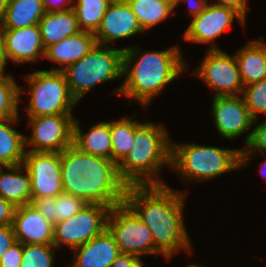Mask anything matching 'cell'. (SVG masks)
I'll use <instances>...</instances> for the list:
<instances>
[{"label": "cell", "instance_id": "6da1fadb", "mask_svg": "<svg viewBox=\"0 0 266 267\" xmlns=\"http://www.w3.org/2000/svg\"><path fill=\"white\" fill-rule=\"evenodd\" d=\"M186 193L167 185H130L126 190L124 202L150 229L155 248L167 261L181 249L192 252L182 215Z\"/></svg>", "mask_w": 266, "mask_h": 267}, {"label": "cell", "instance_id": "7a4b0ae2", "mask_svg": "<svg viewBox=\"0 0 266 267\" xmlns=\"http://www.w3.org/2000/svg\"><path fill=\"white\" fill-rule=\"evenodd\" d=\"M60 163L63 192L87 204L113 207L124 202L128 185L112 160L83 153L71 145L60 153Z\"/></svg>", "mask_w": 266, "mask_h": 267}, {"label": "cell", "instance_id": "3957f363", "mask_svg": "<svg viewBox=\"0 0 266 267\" xmlns=\"http://www.w3.org/2000/svg\"><path fill=\"white\" fill-rule=\"evenodd\" d=\"M123 50V75L126 77L124 83L116 89L115 95L132 98L145 107L166 85L187 70L178 45L163 51L144 53L134 46L123 47Z\"/></svg>", "mask_w": 266, "mask_h": 267}, {"label": "cell", "instance_id": "277c9868", "mask_svg": "<svg viewBox=\"0 0 266 267\" xmlns=\"http://www.w3.org/2000/svg\"><path fill=\"white\" fill-rule=\"evenodd\" d=\"M164 125L135 120L132 149L117 164L120 178L128 185H166L157 180L161 166L171 167V141Z\"/></svg>", "mask_w": 266, "mask_h": 267}, {"label": "cell", "instance_id": "5b68a950", "mask_svg": "<svg viewBox=\"0 0 266 267\" xmlns=\"http://www.w3.org/2000/svg\"><path fill=\"white\" fill-rule=\"evenodd\" d=\"M241 149L171 143V169L184 181H204L240 168Z\"/></svg>", "mask_w": 266, "mask_h": 267}, {"label": "cell", "instance_id": "8992f818", "mask_svg": "<svg viewBox=\"0 0 266 267\" xmlns=\"http://www.w3.org/2000/svg\"><path fill=\"white\" fill-rule=\"evenodd\" d=\"M123 48L96 44L84 57L61 71L71 95L77 100L96 85L123 76Z\"/></svg>", "mask_w": 266, "mask_h": 267}, {"label": "cell", "instance_id": "52a82bcc", "mask_svg": "<svg viewBox=\"0 0 266 267\" xmlns=\"http://www.w3.org/2000/svg\"><path fill=\"white\" fill-rule=\"evenodd\" d=\"M24 78L30 84L31 95L27 117L72 114L78 102L71 95L61 70H37Z\"/></svg>", "mask_w": 266, "mask_h": 267}, {"label": "cell", "instance_id": "ba28073f", "mask_svg": "<svg viewBox=\"0 0 266 267\" xmlns=\"http://www.w3.org/2000/svg\"><path fill=\"white\" fill-rule=\"evenodd\" d=\"M106 229L111 233L120 253L161 254L154 246L150 229L125 203L110 208Z\"/></svg>", "mask_w": 266, "mask_h": 267}, {"label": "cell", "instance_id": "9c48e42d", "mask_svg": "<svg viewBox=\"0 0 266 267\" xmlns=\"http://www.w3.org/2000/svg\"><path fill=\"white\" fill-rule=\"evenodd\" d=\"M109 206L101 204H87L77 214L69 219L53 225V246L78 248L99 235L106 229Z\"/></svg>", "mask_w": 266, "mask_h": 267}, {"label": "cell", "instance_id": "30bf717a", "mask_svg": "<svg viewBox=\"0 0 266 267\" xmlns=\"http://www.w3.org/2000/svg\"><path fill=\"white\" fill-rule=\"evenodd\" d=\"M32 127L31 137L25 135L26 146L32 152H63L72 145L73 122L71 114H56L28 118Z\"/></svg>", "mask_w": 266, "mask_h": 267}, {"label": "cell", "instance_id": "8fae6325", "mask_svg": "<svg viewBox=\"0 0 266 267\" xmlns=\"http://www.w3.org/2000/svg\"><path fill=\"white\" fill-rule=\"evenodd\" d=\"M194 74L216 91L214 96H239V93L242 94L244 85L235 55H228L220 49H208Z\"/></svg>", "mask_w": 266, "mask_h": 267}, {"label": "cell", "instance_id": "7c38bea8", "mask_svg": "<svg viewBox=\"0 0 266 267\" xmlns=\"http://www.w3.org/2000/svg\"><path fill=\"white\" fill-rule=\"evenodd\" d=\"M23 165L31 179V202L55 198L63 192L60 153L25 151Z\"/></svg>", "mask_w": 266, "mask_h": 267}, {"label": "cell", "instance_id": "4fadbf2b", "mask_svg": "<svg viewBox=\"0 0 266 267\" xmlns=\"http://www.w3.org/2000/svg\"><path fill=\"white\" fill-rule=\"evenodd\" d=\"M235 18L245 26L246 20L235 10L217 5L215 2L210 3L200 15L193 17L183 37L190 42H211L210 49H219L214 45L215 38L220 36Z\"/></svg>", "mask_w": 266, "mask_h": 267}, {"label": "cell", "instance_id": "5bb4252c", "mask_svg": "<svg viewBox=\"0 0 266 267\" xmlns=\"http://www.w3.org/2000/svg\"><path fill=\"white\" fill-rule=\"evenodd\" d=\"M211 112L216 129L226 139L241 136L255 122L241 95L213 96Z\"/></svg>", "mask_w": 266, "mask_h": 267}, {"label": "cell", "instance_id": "9a60e30c", "mask_svg": "<svg viewBox=\"0 0 266 267\" xmlns=\"http://www.w3.org/2000/svg\"><path fill=\"white\" fill-rule=\"evenodd\" d=\"M139 32L144 31L128 3L125 0H112L94 36L98 45L109 46L111 41Z\"/></svg>", "mask_w": 266, "mask_h": 267}, {"label": "cell", "instance_id": "2e32d148", "mask_svg": "<svg viewBox=\"0 0 266 267\" xmlns=\"http://www.w3.org/2000/svg\"><path fill=\"white\" fill-rule=\"evenodd\" d=\"M12 225L17 242L53 246V224L31 203L16 207Z\"/></svg>", "mask_w": 266, "mask_h": 267}, {"label": "cell", "instance_id": "e0dca14e", "mask_svg": "<svg viewBox=\"0 0 266 267\" xmlns=\"http://www.w3.org/2000/svg\"><path fill=\"white\" fill-rule=\"evenodd\" d=\"M6 60L14 63L35 62L44 59L45 48L38 25L21 29H2Z\"/></svg>", "mask_w": 266, "mask_h": 267}, {"label": "cell", "instance_id": "ac0fdd59", "mask_svg": "<svg viewBox=\"0 0 266 267\" xmlns=\"http://www.w3.org/2000/svg\"><path fill=\"white\" fill-rule=\"evenodd\" d=\"M74 252L77 254L70 267H110L120 253L113 236L107 229L75 248Z\"/></svg>", "mask_w": 266, "mask_h": 267}, {"label": "cell", "instance_id": "d6986e66", "mask_svg": "<svg viewBox=\"0 0 266 267\" xmlns=\"http://www.w3.org/2000/svg\"><path fill=\"white\" fill-rule=\"evenodd\" d=\"M96 44L94 33L80 31L46 47L44 58L64 65L62 68L51 70H62L84 57Z\"/></svg>", "mask_w": 266, "mask_h": 267}, {"label": "cell", "instance_id": "ffe728a7", "mask_svg": "<svg viewBox=\"0 0 266 267\" xmlns=\"http://www.w3.org/2000/svg\"><path fill=\"white\" fill-rule=\"evenodd\" d=\"M76 118L73 122L72 145L79 151L112 160V138L109 122L91 126L88 133H82Z\"/></svg>", "mask_w": 266, "mask_h": 267}, {"label": "cell", "instance_id": "44dd1931", "mask_svg": "<svg viewBox=\"0 0 266 267\" xmlns=\"http://www.w3.org/2000/svg\"><path fill=\"white\" fill-rule=\"evenodd\" d=\"M4 168L8 169L9 173H4ZM0 197L15 207L31 203V179L23 164L0 166Z\"/></svg>", "mask_w": 266, "mask_h": 267}, {"label": "cell", "instance_id": "7402d4cb", "mask_svg": "<svg viewBox=\"0 0 266 267\" xmlns=\"http://www.w3.org/2000/svg\"><path fill=\"white\" fill-rule=\"evenodd\" d=\"M263 37L247 43L235 54L244 86L266 78V43Z\"/></svg>", "mask_w": 266, "mask_h": 267}, {"label": "cell", "instance_id": "603a6c76", "mask_svg": "<svg viewBox=\"0 0 266 267\" xmlns=\"http://www.w3.org/2000/svg\"><path fill=\"white\" fill-rule=\"evenodd\" d=\"M38 27L44 48L81 31L73 8L64 11L46 12L39 21Z\"/></svg>", "mask_w": 266, "mask_h": 267}, {"label": "cell", "instance_id": "cb8c5ba5", "mask_svg": "<svg viewBox=\"0 0 266 267\" xmlns=\"http://www.w3.org/2000/svg\"><path fill=\"white\" fill-rule=\"evenodd\" d=\"M45 13L42 0H9L0 25L2 29L38 25Z\"/></svg>", "mask_w": 266, "mask_h": 267}, {"label": "cell", "instance_id": "d4e9b609", "mask_svg": "<svg viewBox=\"0 0 266 267\" xmlns=\"http://www.w3.org/2000/svg\"><path fill=\"white\" fill-rule=\"evenodd\" d=\"M18 117L0 119V165L23 164L25 155V135L13 129Z\"/></svg>", "mask_w": 266, "mask_h": 267}, {"label": "cell", "instance_id": "484cf974", "mask_svg": "<svg viewBox=\"0 0 266 267\" xmlns=\"http://www.w3.org/2000/svg\"><path fill=\"white\" fill-rule=\"evenodd\" d=\"M143 31L168 18L173 8L161 0H125Z\"/></svg>", "mask_w": 266, "mask_h": 267}, {"label": "cell", "instance_id": "4316f807", "mask_svg": "<svg viewBox=\"0 0 266 267\" xmlns=\"http://www.w3.org/2000/svg\"><path fill=\"white\" fill-rule=\"evenodd\" d=\"M112 138V161L118 164L132 149L135 135V120L133 117H122L109 122Z\"/></svg>", "mask_w": 266, "mask_h": 267}, {"label": "cell", "instance_id": "83f0119b", "mask_svg": "<svg viewBox=\"0 0 266 267\" xmlns=\"http://www.w3.org/2000/svg\"><path fill=\"white\" fill-rule=\"evenodd\" d=\"M112 0H77L73 2L78 26L81 31L95 33Z\"/></svg>", "mask_w": 266, "mask_h": 267}, {"label": "cell", "instance_id": "f1b7e54d", "mask_svg": "<svg viewBox=\"0 0 266 267\" xmlns=\"http://www.w3.org/2000/svg\"><path fill=\"white\" fill-rule=\"evenodd\" d=\"M22 92L12 75L0 73V119L18 117V103Z\"/></svg>", "mask_w": 266, "mask_h": 267}, {"label": "cell", "instance_id": "f546056e", "mask_svg": "<svg viewBox=\"0 0 266 267\" xmlns=\"http://www.w3.org/2000/svg\"><path fill=\"white\" fill-rule=\"evenodd\" d=\"M55 248L43 244H23L20 267H53Z\"/></svg>", "mask_w": 266, "mask_h": 267}, {"label": "cell", "instance_id": "4dcf8cb0", "mask_svg": "<svg viewBox=\"0 0 266 267\" xmlns=\"http://www.w3.org/2000/svg\"><path fill=\"white\" fill-rule=\"evenodd\" d=\"M243 99L251 117L257 120L258 114H266V78L244 86Z\"/></svg>", "mask_w": 266, "mask_h": 267}, {"label": "cell", "instance_id": "1f68e13d", "mask_svg": "<svg viewBox=\"0 0 266 267\" xmlns=\"http://www.w3.org/2000/svg\"><path fill=\"white\" fill-rule=\"evenodd\" d=\"M244 141L246 148L241 149L240 151V167L245 165L248 166L247 159H250L249 157L252 156V153L254 155V151H266V120L257 124Z\"/></svg>", "mask_w": 266, "mask_h": 267}, {"label": "cell", "instance_id": "d6a6232c", "mask_svg": "<svg viewBox=\"0 0 266 267\" xmlns=\"http://www.w3.org/2000/svg\"><path fill=\"white\" fill-rule=\"evenodd\" d=\"M87 203L79 197L66 192L55 197V223L66 220L77 214Z\"/></svg>", "mask_w": 266, "mask_h": 267}, {"label": "cell", "instance_id": "836d02e7", "mask_svg": "<svg viewBox=\"0 0 266 267\" xmlns=\"http://www.w3.org/2000/svg\"><path fill=\"white\" fill-rule=\"evenodd\" d=\"M23 244L16 242L2 255L0 267H20L22 260Z\"/></svg>", "mask_w": 266, "mask_h": 267}, {"label": "cell", "instance_id": "e575fe53", "mask_svg": "<svg viewBox=\"0 0 266 267\" xmlns=\"http://www.w3.org/2000/svg\"><path fill=\"white\" fill-rule=\"evenodd\" d=\"M31 204L40 211L47 221L53 225L55 224V198H36Z\"/></svg>", "mask_w": 266, "mask_h": 267}, {"label": "cell", "instance_id": "d590c367", "mask_svg": "<svg viewBox=\"0 0 266 267\" xmlns=\"http://www.w3.org/2000/svg\"><path fill=\"white\" fill-rule=\"evenodd\" d=\"M16 242L13 225H0V260L3 253Z\"/></svg>", "mask_w": 266, "mask_h": 267}, {"label": "cell", "instance_id": "8d00e7d4", "mask_svg": "<svg viewBox=\"0 0 266 267\" xmlns=\"http://www.w3.org/2000/svg\"><path fill=\"white\" fill-rule=\"evenodd\" d=\"M110 267H144V263L133 254L119 253Z\"/></svg>", "mask_w": 266, "mask_h": 267}, {"label": "cell", "instance_id": "74e56055", "mask_svg": "<svg viewBox=\"0 0 266 267\" xmlns=\"http://www.w3.org/2000/svg\"><path fill=\"white\" fill-rule=\"evenodd\" d=\"M16 207L0 197V225H12Z\"/></svg>", "mask_w": 266, "mask_h": 267}, {"label": "cell", "instance_id": "f35d334b", "mask_svg": "<svg viewBox=\"0 0 266 267\" xmlns=\"http://www.w3.org/2000/svg\"><path fill=\"white\" fill-rule=\"evenodd\" d=\"M72 2H74V0H42L45 12L64 11L72 9ZM68 4L69 7H67Z\"/></svg>", "mask_w": 266, "mask_h": 267}, {"label": "cell", "instance_id": "ab89813d", "mask_svg": "<svg viewBox=\"0 0 266 267\" xmlns=\"http://www.w3.org/2000/svg\"><path fill=\"white\" fill-rule=\"evenodd\" d=\"M215 4L231 8L238 12L244 20L246 19V10L248 7L247 0H217Z\"/></svg>", "mask_w": 266, "mask_h": 267}, {"label": "cell", "instance_id": "60d3db41", "mask_svg": "<svg viewBox=\"0 0 266 267\" xmlns=\"http://www.w3.org/2000/svg\"><path fill=\"white\" fill-rule=\"evenodd\" d=\"M181 2H187L189 5V12L192 17L200 15L207 7L208 0H180Z\"/></svg>", "mask_w": 266, "mask_h": 267}, {"label": "cell", "instance_id": "b9f144b4", "mask_svg": "<svg viewBox=\"0 0 266 267\" xmlns=\"http://www.w3.org/2000/svg\"><path fill=\"white\" fill-rule=\"evenodd\" d=\"M7 64L5 52H4V38L3 31L0 25V73L5 72V66Z\"/></svg>", "mask_w": 266, "mask_h": 267}, {"label": "cell", "instance_id": "7bdbcfd3", "mask_svg": "<svg viewBox=\"0 0 266 267\" xmlns=\"http://www.w3.org/2000/svg\"><path fill=\"white\" fill-rule=\"evenodd\" d=\"M9 0H0V22L2 21Z\"/></svg>", "mask_w": 266, "mask_h": 267}, {"label": "cell", "instance_id": "ee69618b", "mask_svg": "<svg viewBox=\"0 0 266 267\" xmlns=\"http://www.w3.org/2000/svg\"><path fill=\"white\" fill-rule=\"evenodd\" d=\"M164 3L168 4L173 9L176 8V6L179 4L180 0H161Z\"/></svg>", "mask_w": 266, "mask_h": 267}, {"label": "cell", "instance_id": "f6af8a7d", "mask_svg": "<svg viewBox=\"0 0 266 267\" xmlns=\"http://www.w3.org/2000/svg\"><path fill=\"white\" fill-rule=\"evenodd\" d=\"M260 173L264 178H266V161L265 163H261Z\"/></svg>", "mask_w": 266, "mask_h": 267}, {"label": "cell", "instance_id": "bcb514c9", "mask_svg": "<svg viewBox=\"0 0 266 267\" xmlns=\"http://www.w3.org/2000/svg\"><path fill=\"white\" fill-rule=\"evenodd\" d=\"M187 267H202V266H199V265H193V264H190L189 266H187ZM204 267V266H203Z\"/></svg>", "mask_w": 266, "mask_h": 267}]
</instances>
